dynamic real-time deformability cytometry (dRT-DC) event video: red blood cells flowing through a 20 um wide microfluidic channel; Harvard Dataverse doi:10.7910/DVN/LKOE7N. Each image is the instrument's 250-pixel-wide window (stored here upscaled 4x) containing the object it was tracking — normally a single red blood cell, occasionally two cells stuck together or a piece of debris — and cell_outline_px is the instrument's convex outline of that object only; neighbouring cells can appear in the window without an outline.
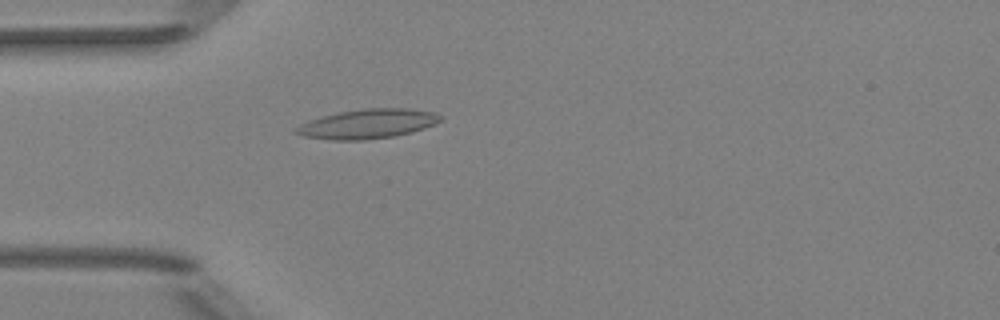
{"species": "Egyptian fruit bat (a non-hibernating species)", "species_latin": "Rousettus aegyptiacus", "temperature_condition": "room temperature", "stored_images_in_passage": 4, "camera_frame_rate_fps": 3000, "um_per_image_px": 0.085, "animal": {"sex": "female"}, "frame": {"image": 1, "passage_image": 4, "time_ms": 4.0, "image_size_px": [1000, 320], "cell_outline_px": [[444, 116], [436, 124], [412, 132], [396, 136], [364, 140], [332, 140], [304, 136], [292, 132], [292, 128], [308, 120], [320, 116], [340, 112], [364, 108], [408, 108], [432, 112]], "centroid_in_image_um": [31.22, 10.53], "position_along_channel_um": 53.8, "area_um2": 25.03}}